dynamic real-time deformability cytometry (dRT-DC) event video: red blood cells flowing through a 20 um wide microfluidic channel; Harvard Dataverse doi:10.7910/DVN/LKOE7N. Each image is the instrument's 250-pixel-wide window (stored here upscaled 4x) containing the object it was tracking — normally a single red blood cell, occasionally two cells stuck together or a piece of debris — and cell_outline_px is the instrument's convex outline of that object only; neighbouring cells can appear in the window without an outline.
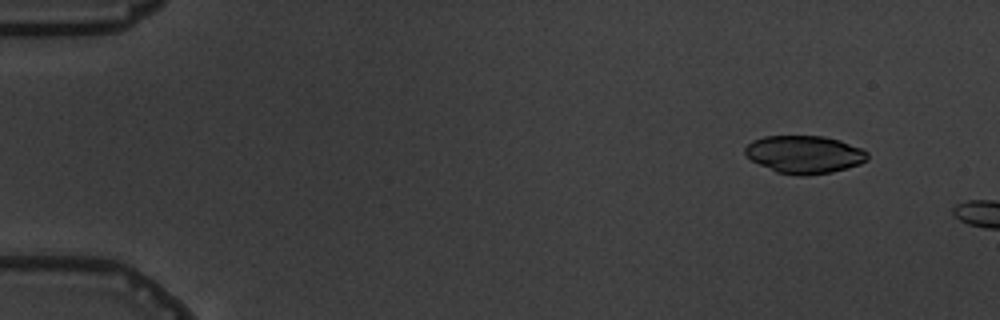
{"species": "common noctule bat (a hibernating species)", "species_latin": "Nyctalus noctula", "temperature_condition": "warm", "stored_images_in_passage": 5, "segment_of_instrument_passage": [2, 2], "camera_frame_rate_fps": 3000, "um_per_image_px": 0.085, "animal": {"sex": "male", "body_mass_g": 19.5, "forearm_length_mm": 54.6}, "frame": {"image": 1, "passage_image": 5, "time_ms": 5.667, "image_size_px": [1000, 320], "cell_outline_px": [[868, 160], [860, 164], [848, 168], [832, 172], [804, 176], [796, 176], [776, 172], [752, 160], [744, 152], [744, 148], [752, 140], [764, 136], [824, 136], [840, 140], [864, 148], [868, 152]], "centroid_in_image_um": [68.41, 13.13], "position_along_channel_um": 16.6, "area_um2": 27.22}}